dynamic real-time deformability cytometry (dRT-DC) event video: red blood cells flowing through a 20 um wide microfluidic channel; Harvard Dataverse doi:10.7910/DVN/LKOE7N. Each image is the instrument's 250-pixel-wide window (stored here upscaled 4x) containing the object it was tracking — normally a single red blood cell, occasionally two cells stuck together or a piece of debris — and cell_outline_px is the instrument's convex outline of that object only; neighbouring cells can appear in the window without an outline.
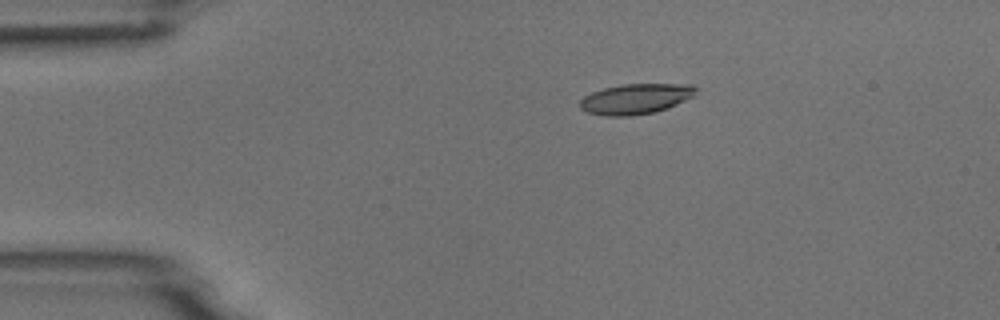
{"species": "common noctule bat (a hibernating species)", "species_latin": "Nyctalus noctula", "temperature_condition": "room temperature", "stored_images_in_passage": 5, "camera_frame_rate_fps": 3000, "um_per_image_px": 0.085, "animal": {"sex": "male", "body_mass_g": 18.8}, "frame": {"image": 1, "passage_image": 3, "time_ms": 2.333, "image_size_px": [1000, 320], "cell_outline_px": [[700, 88], [696, 96], [668, 108], [656, 112], [628, 116], [604, 116], [588, 112], [580, 108], [580, 100], [584, 96], [592, 92], [604, 88], [620, 84], [692, 84]], "centroid_in_image_um": [54.1, 8.4], "position_along_channel_um": 30.9, "area_um2": 20.87}}